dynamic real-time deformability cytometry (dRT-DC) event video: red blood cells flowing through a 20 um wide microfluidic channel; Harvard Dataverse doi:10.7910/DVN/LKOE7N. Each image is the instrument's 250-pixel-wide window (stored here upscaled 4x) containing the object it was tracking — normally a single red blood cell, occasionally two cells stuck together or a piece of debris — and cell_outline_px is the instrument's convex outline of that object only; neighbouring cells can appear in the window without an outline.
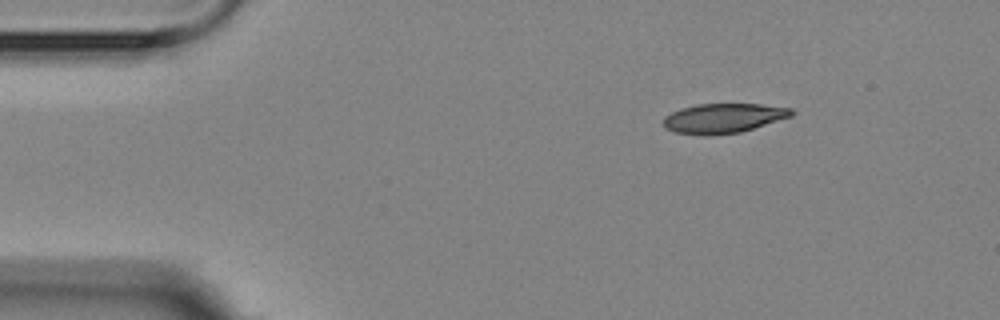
{"species": "Egyptian fruit bat (a non-hibernating species)", "species_latin": "Rousettus aegyptiacus", "temperature_condition": "room temperature", "stored_images_in_passage": 4, "camera_frame_rate_fps": 3000, "um_per_image_px": 0.085, "animal": {"sex": "female"}, "frame": {"image": 1, "passage_image": 1, "time_ms": 0.0, "image_size_px": [1000, 320], "cell_outline_px": [[796, 112], [792, 116], [740, 132], [676, 132], [664, 128], [664, 116], [680, 108], [696, 104], [760, 104], [792, 108]], "centroid_in_image_um": [61.54, 9.99], "position_along_channel_um": 23.5, "area_um2": 21.21}}
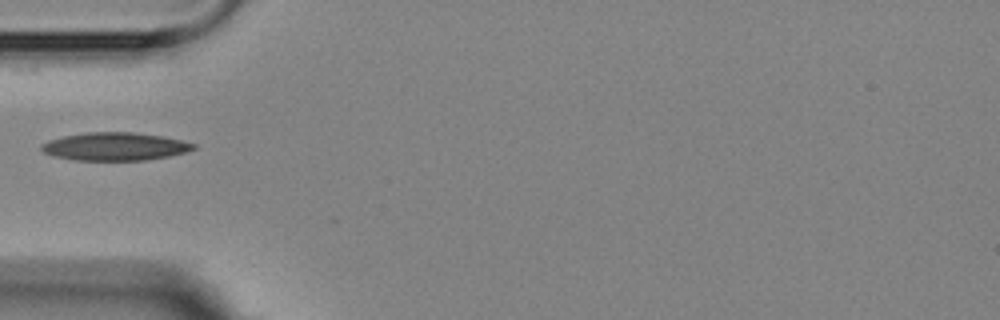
{"frame": {"image": 2, "passage_image": 4, "time_ms": 3.333, "image_size_px": [1000, 320], "cell_outline_px": [[196, 148], [184, 152], [168, 156], [144, 160], [76, 160], [56, 156], [44, 152], [40, 148], [40, 144], [48, 140], [64, 136], [88, 132], [132, 132], [164, 136], [196, 144]], "centroid_in_image_um": [9.76, 12.44], "position_along_channel_um": 75.2, "area_um2": 24.62}}